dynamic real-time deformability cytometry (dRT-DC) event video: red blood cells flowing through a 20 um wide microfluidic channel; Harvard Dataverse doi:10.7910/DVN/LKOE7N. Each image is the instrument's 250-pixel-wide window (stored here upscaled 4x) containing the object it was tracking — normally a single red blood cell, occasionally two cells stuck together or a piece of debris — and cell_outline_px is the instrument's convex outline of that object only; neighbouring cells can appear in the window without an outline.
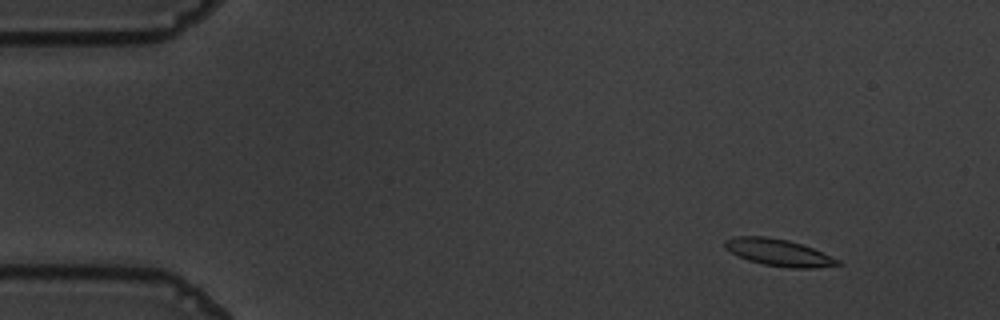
{"species": "common noctule bat (a hibernating species)", "species_latin": "Nyctalus noctula", "temperature_condition": "warm", "stored_images_in_passage": 54, "camera_frame_rate_fps": 3000, "um_per_image_px": 0.085, "animal": {"sex": "male", "body_mass_g": 19.5, "forearm_length_mm": 54.6}, "frame": {"image": 1, "passage_image": 5, "time_ms": 1.333, "image_size_px": [1000, 320], "cell_outline_px": [[844, 264], [816, 268], [788, 268], [764, 264], [748, 260], [724, 248], [724, 240], [736, 236], [768, 236], [788, 240], [812, 248], [840, 260]], "centroid_in_image_um": [66.19, 21.46], "position_along_channel_um": 18.8, "area_um2": 17.63}}
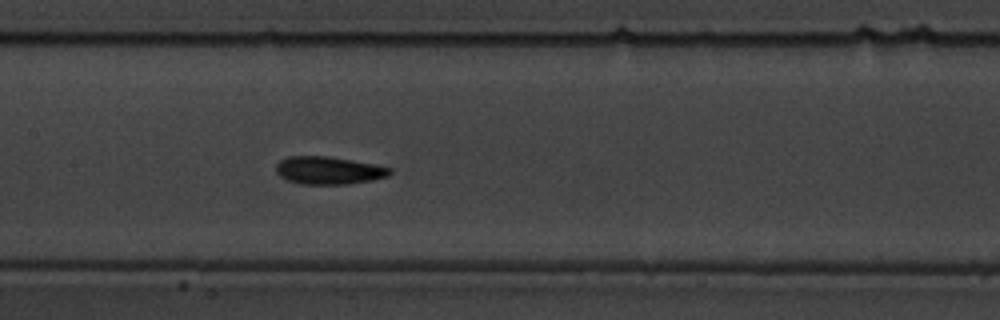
{"frame": {"image": 2, "passage_image": 26, "time_ms": 8.333, "image_size_px": [1000, 320], "cell_outline_px": [[392, 172], [388, 176], [372, 180], [348, 184], [300, 184], [288, 180], [280, 176], [276, 172], [276, 164], [280, 160], [288, 156], [328, 156], [376, 164], [392, 168]], "centroid_in_image_um": [27.94, 14.48], "position_along_channel_um": 179.5, "area_um2": 18.5}}
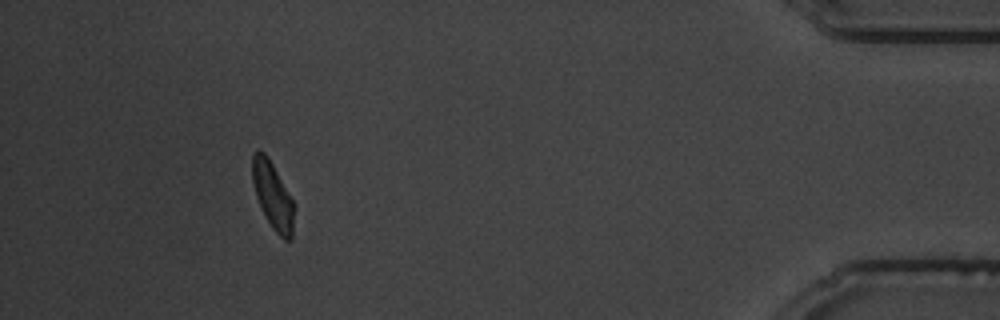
{"frame": {"image": 3, "passage_image": 50, "time_ms": 16.333, "image_size_px": [1000, 320], "cell_outline_px": [[296, 208], [292, 240], [284, 240], [272, 228], [256, 196], [252, 180], [252, 152], [256, 148], [264, 152], [272, 164], [296, 204]], "centroid_in_image_um": [23.22, 16.63], "position_along_channel_um": 412.0, "area_um2": 16.53}, "authors_computed_cell_mechanics": {"area_um2": 17.5423, "velocity_mm_per_s": 3.6497, "shape_relaxation_time_tau1_ms": 4.3506, "shape_relaxation_time_tau2_ms": 4.6503, "deformation_change_tau1": 0.1411, "deformation_change_tau2": 0.1244}}